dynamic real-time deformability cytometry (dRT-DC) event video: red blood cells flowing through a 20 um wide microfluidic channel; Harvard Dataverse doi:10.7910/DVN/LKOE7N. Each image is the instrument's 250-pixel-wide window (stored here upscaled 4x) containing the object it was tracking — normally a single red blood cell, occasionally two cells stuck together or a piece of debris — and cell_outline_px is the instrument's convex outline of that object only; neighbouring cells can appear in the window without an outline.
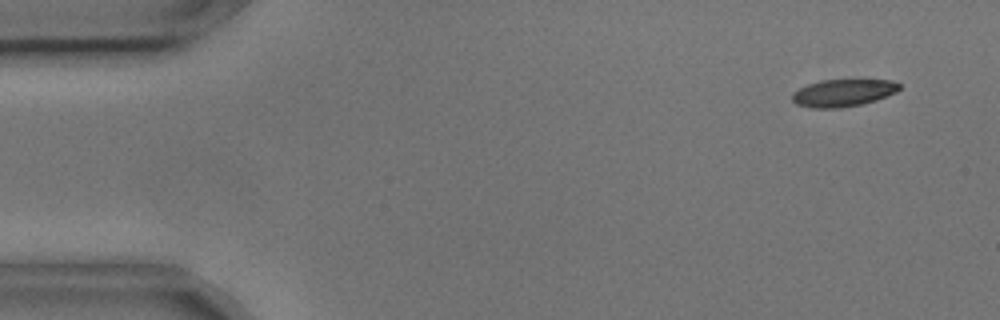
{"species": "common noctule bat (a hibernating species)", "species_latin": "Nyctalus noctula", "temperature_condition": "cold", "stored_images_in_passage": 5, "camera_frame_rate_fps": 3000, "um_per_image_px": 0.085, "animal": {"sex": "male", "body_mass_g": 17.9, "forearm_length_mm": 54.2}, "frame": {"image": 1, "passage_image": 2, "time_ms": 0.333, "image_size_px": [1000, 320], "cell_outline_px": [[900, 88], [896, 92], [876, 100], [860, 104], [840, 108], [812, 108], [796, 104], [792, 100], [792, 92], [808, 84], [820, 80], [892, 80], [900, 84]], "centroid_in_image_um": [71.64, 7.89], "position_along_channel_um": 13.4, "area_um2": 16.99}}